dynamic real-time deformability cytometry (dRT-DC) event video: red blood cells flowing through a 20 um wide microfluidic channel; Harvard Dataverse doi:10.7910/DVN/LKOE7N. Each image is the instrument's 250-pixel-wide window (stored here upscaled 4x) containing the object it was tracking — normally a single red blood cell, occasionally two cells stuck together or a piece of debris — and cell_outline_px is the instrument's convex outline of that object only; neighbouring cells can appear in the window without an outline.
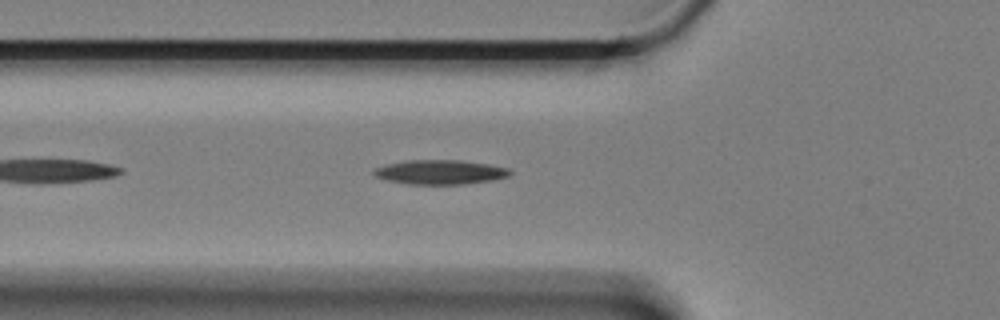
{"species": "Egyptian fruit bat (a non-hibernating species)", "species_latin": "Rousettus aegyptiacus", "temperature_condition": "cold", "stored_images_in_passage": 40, "camera_frame_rate_fps": 3000, "um_per_image_px": 0.085, "animal": {"sex": "female"}, "frame": {"image": 1, "passage_image": 6, "time_ms": 1.667, "image_size_px": [1000, 320], "cell_outline_px": [[512, 172], [508, 176], [492, 180], [464, 184], [408, 184], [388, 180], [376, 176], [372, 172], [376, 168], [388, 164], [408, 160], [460, 160], [488, 164], [508, 168]], "centroid_in_image_um": [37.43, 14.63], "position_along_channel_um": 88.4, "area_um2": 19.13}}
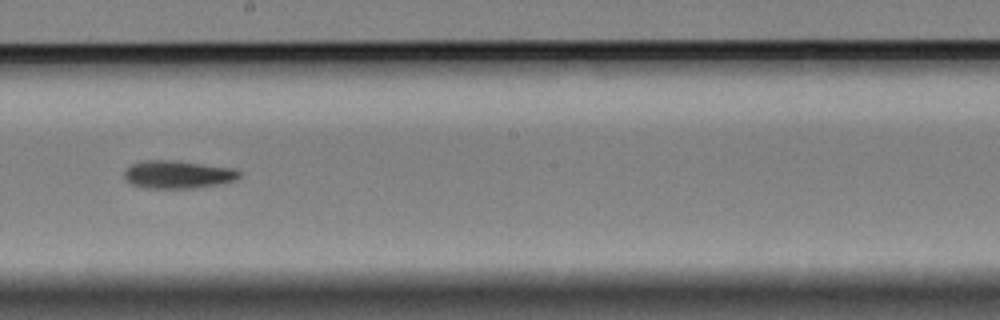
{"frame": {"image": 2, "passage_image": 19, "time_ms": 6.0, "image_size_px": [1000, 320], "cell_outline_px": [[240, 176], [232, 180], [220, 184], [192, 188], [148, 188], [132, 184], [124, 176], [124, 172], [132, 164], [144, 160], [176, 160], [232, 168], [240, 172]], "centroid_in_image_um": [15.1, 14.82], "position_along_channel_um": 233.1, "area_um2": 18.44}}
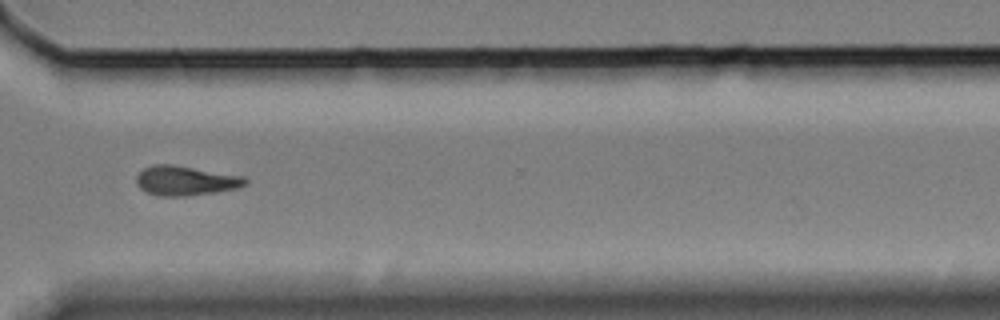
{"frame": {"image": 3, "passage_image": 30, "time_ms": 9.667, "image_size_px": [1000, 320], "cell_outline_px": [[248, 184], [236, 188], [188, 196], [160, 196], [148, 192], [140, 188], [136, 184], [136, 176], [144, 168], [152, 164], [168, 164], [244, 176], [248, 180]], "centroid_in_image_um": [15.76, 15.36], "position_along_channel_um": 354.8, "area_um2": 18.55}}